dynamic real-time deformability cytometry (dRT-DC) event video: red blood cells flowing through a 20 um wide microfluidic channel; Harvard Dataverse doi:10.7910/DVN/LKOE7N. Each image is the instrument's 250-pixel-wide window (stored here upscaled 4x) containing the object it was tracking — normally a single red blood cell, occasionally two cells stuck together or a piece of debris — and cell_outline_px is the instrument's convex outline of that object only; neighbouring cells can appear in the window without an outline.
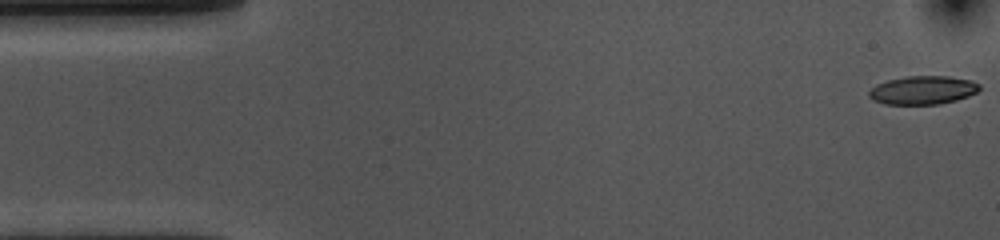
{"species": "common noctule bat (a hibernating species)", "species_latin": "Nyctalus noctula", "temperature_condition": "cold", "stored_images_in_passage": 54, "camera_frame_rate_fps": 3000, "um_per_image_px": 0.085, "animal": {"sex": "female", "body_mass_g": 10.0, "forearm_length_mm": 53.1}, "frame": {"image": 1, "passage_image": 1, "time_ms": 0.0, "image_size_px": [1000, 240], "cell_outline_px": [[980, 88], [976, 92], [968, 96], [956, 100], [940, 104], [884, 104], [872, 100], [868, 96], [868, 92], [876, 84], [888, 80], [908, 76], [948, 76], [972, 80], [980, 84]], "centroid_in_image_um": [78.43, 7.66], "position_along_channel_um": 6.6, "area_um2": 18.38}}
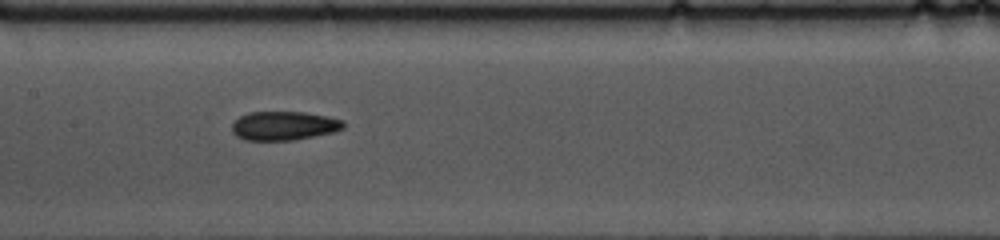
{"frame": {"image": 2, "passage_image": 25, "time_ms": 8.0, "image_size_px": [1000, 240], "cell_outline_px": [[344, 128], [332, 132], [292, 140], [244, 140], [236, 136], [232, 132], [232, 124], [240, 116], [248, 112], [304, 112], [328, 116], [344, 120]], "centroid_in_image_um": [24.12, 10.68], "position_along_channel_um": 183.3, "area_um2": 18.73}}
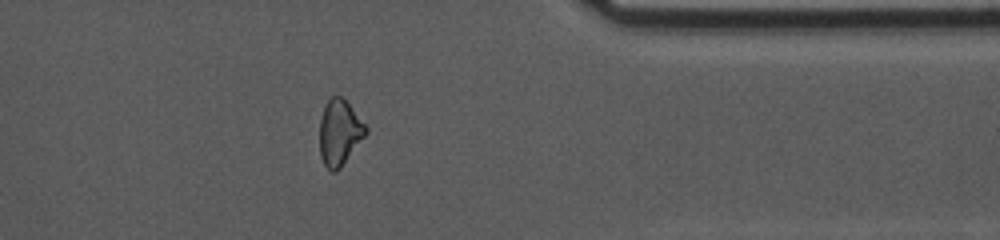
{"frame": {"image": 3, "passage_image": 43, "time_ms": 14.0, "image_size_px": [1000, 240], "cell_outline_px": [[368, 132], [340, 168], [336, 172], [332, 172], [324, 164], [320, 156], [320, 120], [324, 108], [328, 100], [332, 96], [340, 96], [348, 104], [368, 128]], "centroid_in_image_um": [28.85, 11.29], "position_along_channel_um": 382.5, "area_um2": 17.34}, "authors_computed_cell_mechanics": {"area_um2": 18.8428, "velocity_mm_per_s": 3.6249, "shape_relaxation_time_tau1_ms": 7.3698, "shape_relaxation_time_tau2_ms": 4.5315, "deformation_change_tau1": 0.1643, "deformation_change_tau2": 0.1187}}